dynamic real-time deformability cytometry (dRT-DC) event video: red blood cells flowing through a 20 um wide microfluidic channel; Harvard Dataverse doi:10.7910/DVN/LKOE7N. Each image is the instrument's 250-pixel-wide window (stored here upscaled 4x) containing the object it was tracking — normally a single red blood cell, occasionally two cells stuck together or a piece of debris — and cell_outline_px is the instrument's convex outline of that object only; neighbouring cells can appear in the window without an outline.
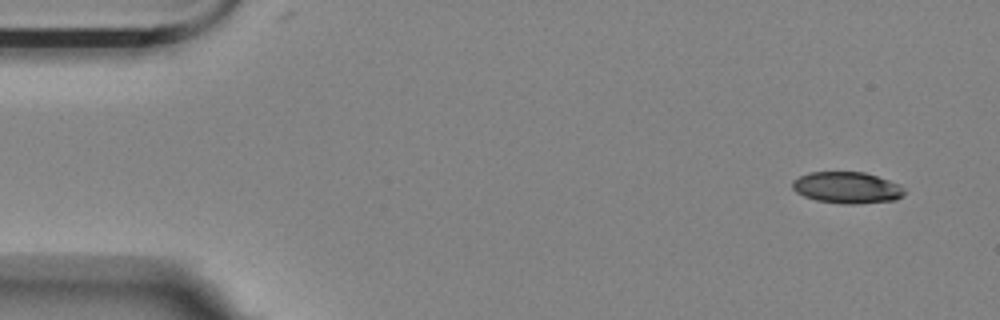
{"species": "Egyptian fruit bat (a non-hibernating species)", "species_latin": "Rousettus aegyptiacus", "temperature_condition": "room temperature", "stored_images_in_passage": 10, "camera_frame_rate_fps": 3000, "um_per_image_px": 0.085, "animal": {"sex": "female"}, "frame": {"image": 1, "passage_image": 1, "time_ms": 0.0, "image_size_px": [1000, 320], "cell_outline_px": [[904, 196], [896, 200], [860, 204], [840, 204], [816, 200], [804, 196], [796, 192], [792, 188], [792, 180], [808, 172], [864, 172], [900, 184], [904, 188]], "centroid_in_image_um": [72.0, 15.96], "position_along_channel_um": 13.0, "area_um2": 20.75}}
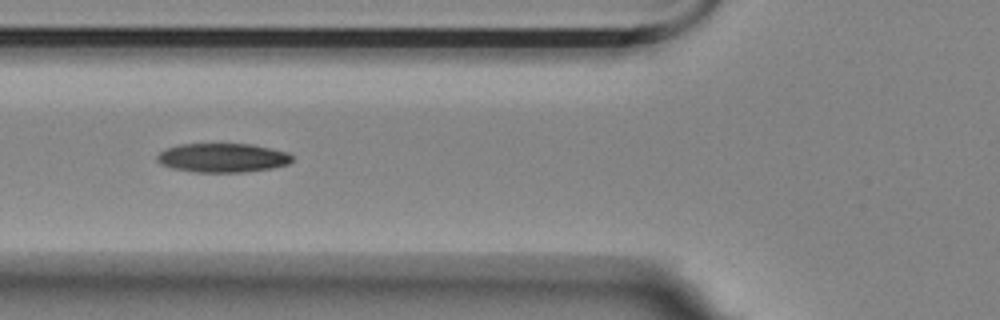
{"frame": {"image": 2, "passage_image": 6, "time_ms": 1.667, "image_size_px": [1000, 320], "cell_outline_px": [[292, 160], [288, 164], [272, 168], [244, 172], [196, 172], [172, 168], [160, 164], [156, 160], [156, 156], [160, 152], [168, 148], [180, 144], [252, 144], [272, 148], [288, 152], [292, 156]], "centroid_in_image_um": [18.93, 13.41], "position_along_channel_um": 106.9, "area_um2": 22.89}}
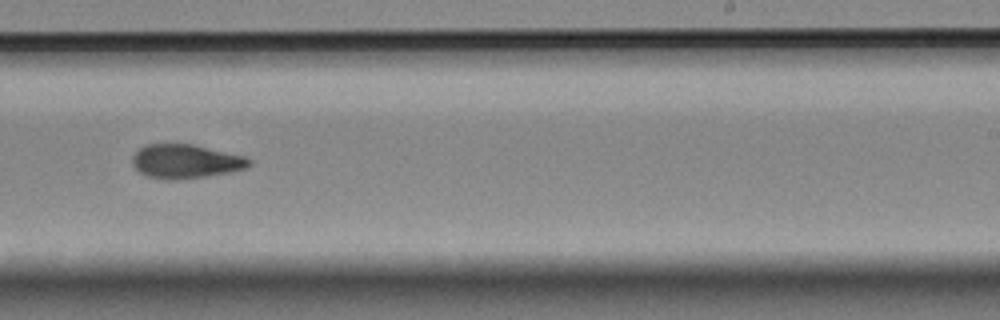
{"frame": {"image": 3, "passage_image": 10, "time_ms": 3.0, "image_size_px": [1000, 320], "cell_outline_px": [[252, 164], [244, 168], [228, 172], [204, 176], [168, 180], [148, 176], [140, 172], [132, 164], [132, 156], [144, 144], [192, 144], [244, 156], [252, 160]], "centroid_in_image_um": [15.76, 13.7], "position_along_channel_um": 273.2, "area_um2": 22.77}}